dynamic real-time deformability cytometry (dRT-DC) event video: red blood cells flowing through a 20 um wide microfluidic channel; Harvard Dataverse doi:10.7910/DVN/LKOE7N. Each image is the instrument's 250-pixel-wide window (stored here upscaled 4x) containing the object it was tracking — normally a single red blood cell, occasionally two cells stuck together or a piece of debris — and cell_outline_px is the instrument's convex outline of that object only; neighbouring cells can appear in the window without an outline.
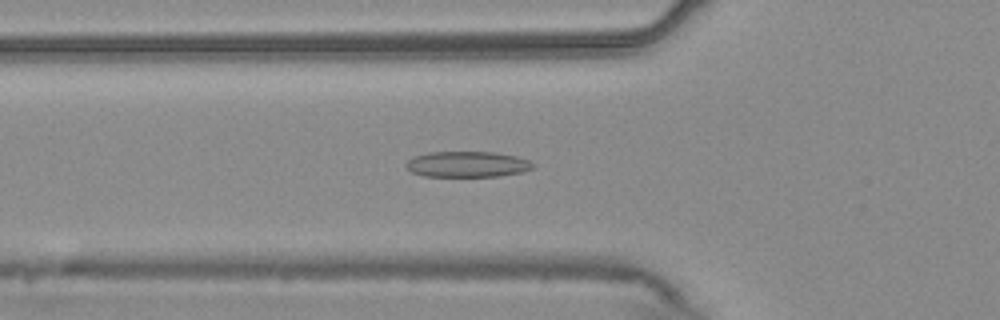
{"species": "common noctule bat (a hibernating species)", "species_latin": "Nyctalus noctula", "temperature_condition": "warm", "stored_images_in_passage": 53, "camera_frame_rate_fps": 3000, "um_per_image_px": 0.085, "animal": {"sex": "male", "body_mass_g": 20.4}, "frame": {"image": 1, "passage_image": 18, "time_ms": 5.667, "image_size_px": [1000, 320], "cell_outline_px": [[536, 164], [532, 168], [520, 172], [500, 176], [424, 176], [412, 172], [404, 164], [412, 156], [428, 152], [492, 152], [516, 156], [528, 160]], "centroid_in_image_um": [39.69, 13.95], "position_along_channel_um": 86.1, "area_um2": 19.02}}
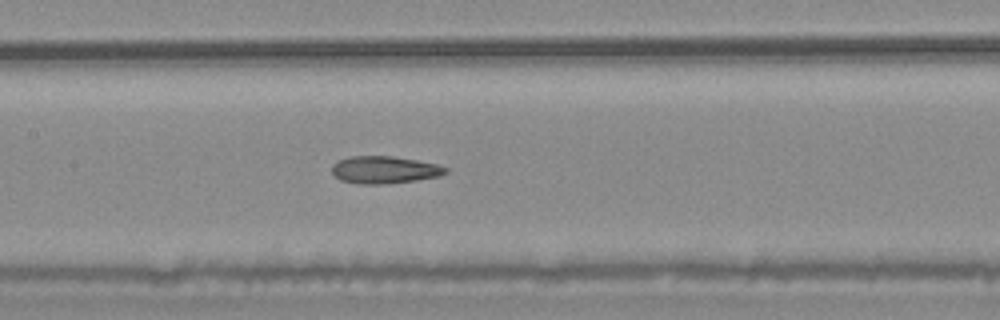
{"frame": {"image": 2, "passage_image": 25, "time_ms": 8.0, "image_size_px": [1000, 320], "cell_outline_px": [[448, 172], [440, 176], [416, 180], [384, 184], [360, 184], [340, 180], [332, 172], [332, 164], [336, 160], [352, 156], [392, 156], [416, 160], [436, 164], [448, 168]], "centroid_in_image_um": [32.66, 14.43], "position_along_channel_um": 174.7, "area_um2": 18.15}}
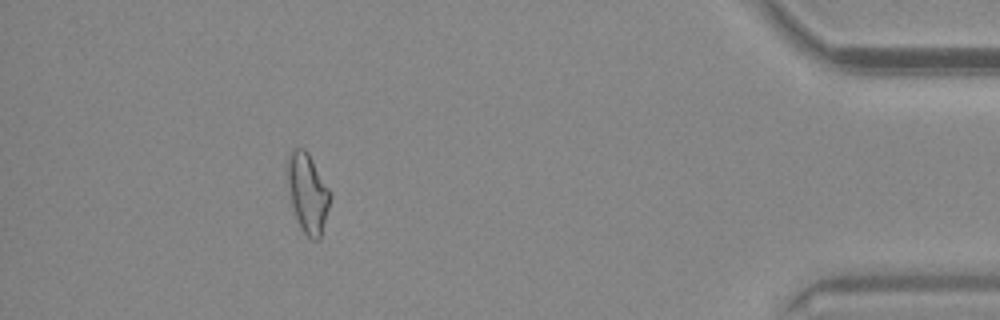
{"frame": {"image": 3, "passage_image": 48, "time_ms": 15.667, "image_size_px": [1000, 320], "cell_outline_px": [[328, 208], [320, 240], [312, 240], [304, 232], [296, 216], [292, 204], [288, 184], [288, 152], [292, 148], [304, 148], [308, 152], [328, 188]], "centroid_in_image_um": [26.13, 16.38], "position_along_channel_um": 409.1, "area_um2": 19.02}, "authors_computed_cell_mechanics": {"area_um2": 19.0162, "velocity_mm_per_s": 3.7615, "shape_relaxation_time_tau1_ms": null, "shape_relaxation_time_tau2_ms": 4.3685, "deformation_change_tau1": null, "deformation_change_tau2": 0.1397}}